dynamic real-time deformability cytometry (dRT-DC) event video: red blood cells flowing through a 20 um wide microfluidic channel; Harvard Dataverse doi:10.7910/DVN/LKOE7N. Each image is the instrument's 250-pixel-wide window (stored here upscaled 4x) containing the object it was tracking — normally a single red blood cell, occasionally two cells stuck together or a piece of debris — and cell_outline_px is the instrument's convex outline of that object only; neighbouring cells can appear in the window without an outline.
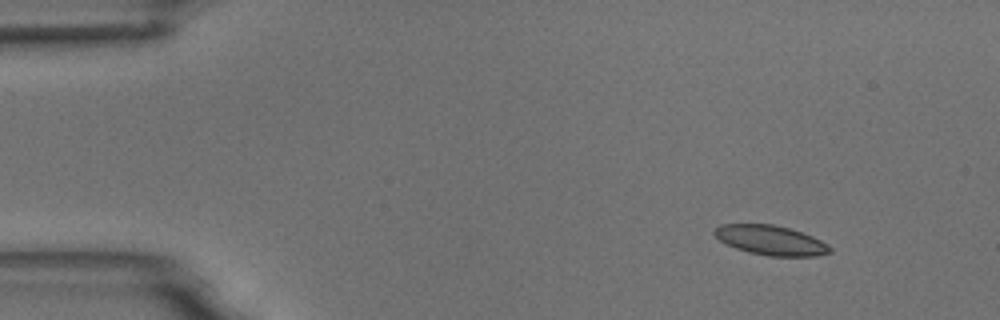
{"species": "common noctule bat (a hibernating species)", "species_latin": "Nyctalus noctula", "temperature_condition": "room temperature", "stored_images_in_passage": 5, "camera_frame_rate_fps": 3000, "um_per_image_px": 0.085, "animal": {"sex": "male", "body_mass_g": 18.8}, "frame": {"image": 1, "passage_image": 2, "time_ms": 1.0, "image_size_px": [1000, 320], "cell_outline_px": [[832, 252], [816, 256], [768, 256], [748, 252], [736, 248], [720, 240], [712, 232], [720, 224], [772, 224], [788, 228], [812, 236], [828, 244], [832, 248]], "centroid_in_image_um": [65.53, 20.42], "position_along_channel_um": 19.5, "area_um2": 19.83}}
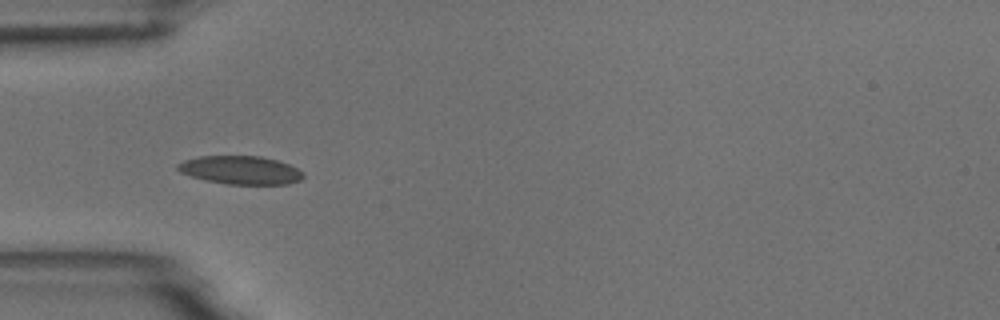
{"frame": {"image": 2, "passage_image": 5, "time_ms": 4.667, "image_size_px": [1000, 320], "cell_outline_px": [[304, 176], [300, 180], [288, 184], [224, 184], [204, 180], [180, 172], [176, 168], [176, 164], [184, 160], [200, 156], [260, 156], [276, 160], [288, 164], [304, 172]], "centroid_in_image_um": [20.43, 14.46], "position_along_channel_um": 64.6, "area_um2": 20.75}}